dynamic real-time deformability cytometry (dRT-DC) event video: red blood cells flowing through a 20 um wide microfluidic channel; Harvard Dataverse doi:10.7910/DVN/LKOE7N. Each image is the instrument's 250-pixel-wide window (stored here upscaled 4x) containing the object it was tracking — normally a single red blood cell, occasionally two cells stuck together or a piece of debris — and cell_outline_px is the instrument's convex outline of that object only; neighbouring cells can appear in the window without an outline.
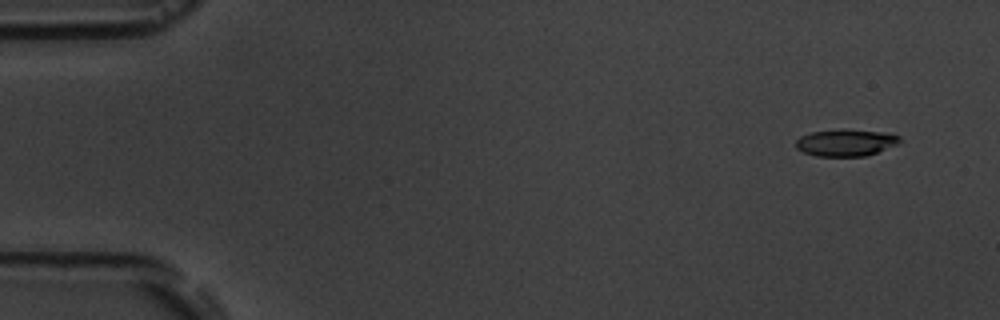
{"species": "common noctule bat (a hibernating species)", "species_latin": "Nyctalus noctula", "temperature_condition": "room temperature", "stored_images_in_passage": 4, "camera_frame_rate_fps": 3000, "um_per_image_px": 0.085, "animal": {"sex": "male", "body_mass_g": 19.5, "forearm_length_mm": 54.6}, "frame": {"image": 1, "passage_image": 1, "time_ms": 0.0, "image_size_px": [1000, 320], "cell_outline_px": [[904, 140], [896, 144], [876, 152], [864, 156], [816, 156], [804, 152], [796, 148], [796, 140], [800, 136], [812, 132], [880, 132], [900, 136]], "centroid_in_image_um": [71.87, 12.18], "position_along_channel_um": 13.1, "area_um2": 15.26}}